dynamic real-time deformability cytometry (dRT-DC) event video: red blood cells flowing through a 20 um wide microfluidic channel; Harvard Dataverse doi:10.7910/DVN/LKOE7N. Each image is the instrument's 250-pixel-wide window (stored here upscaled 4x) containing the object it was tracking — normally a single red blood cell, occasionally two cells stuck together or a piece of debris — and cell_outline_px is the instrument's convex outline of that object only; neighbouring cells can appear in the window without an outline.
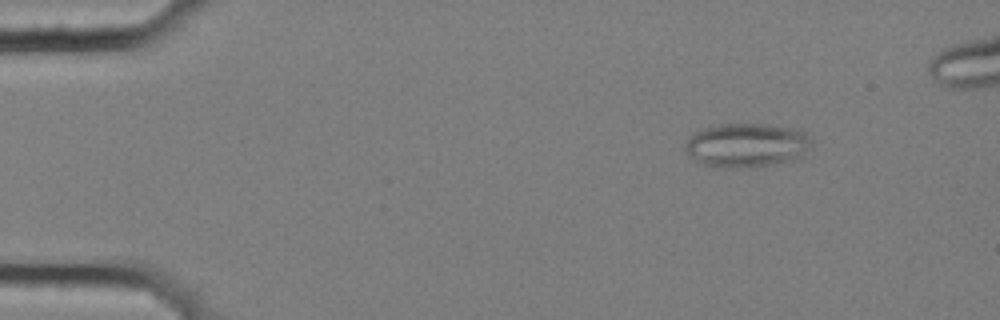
{"species": "common noctule bat (a hibernating species)", "species_latin": "Nyctalus noctula", "temperature_condition": "cold", "stored_images_in_passage": 5, "camera_frame_rate_fps": 3000, "um_per_image_px": 0.085, "animal": {"sex": "female", "body_mass_g": 25.1}, "frame": {"image": 1, "passage_image": 2, "time_ms": 0.333, "image_size_px": [1000, 320], "cell_outline_px": [[812, 148], [796, 160], [748, 168], [720, 168], [704, 164], [692, 160], [684, 152], [684, 144], [696, 132], [704, 128], [720, 124], [764, 124], [800, 128], [812, 140]], "centroid_in_image_um": [63.49, 12.35], "position_along_channel_um": 21.5, "area_um2": 33.06}}